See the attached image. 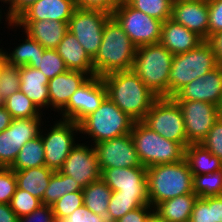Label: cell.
<instances>
[{
  "instance_id": "35",
  "label": "cell",
  "mask_w": 222,
  "mask_h": 222,
  "mask_svg": "<svg viewBox=\"0 0 222 222\" xmlns=\"http://www.w3.org/2000/svg\"><path fill=\"white\" fill-rule=\"evenodd\" d=\"M193 191L199 198L222 196V170L193 176Z\"/></svg>"
},
{
  "instance_id": "11",
  "label": "cell",
  "mask_w": 222,
  "mask_h": 222,
  "mask_svg": "<svg viewBox=\"0 0 222 222\" xmlns=\"http://www.w3.org/2000/svg\"><path fill=\"white\" fill-rule=\"evenodd\" d=\"M111 16L112 14L101 10L76 8L69 19L68 31L78 39L92 59L98 53L104 25Z\"/></svg>"
},
{
  "instance_id": "9",
  "label": "cell",
  "mask_w": 222,
  "mask_h": 222,
  "mask_svg": "<svg viewBox=\"0 0 222 222\" xmlns=\"http://www.w3.org/2000/svg\"><path fill=\"white\" fill-rule=\"evenodd\" d=\"M45 128L44 126L40 132L44 145L45 166L53 171H59L71 149L77 144L76 136L80 134V127L73 121L59 119L54 121L48 130Z\"/></svg>"
},
{
  "instance_id": "27",
  "label": "cell",
  "mask_w": 222,
  "mask_h": 222,
  "mask_svg": "<svg viewBox=\"0 0 222 222\" xmlns=\"http://www.w3.org/2000/svg\"><path fill=\"white\" fill-rule=\"evenodd\" d=\"M14 173L17 179V187L37 197L43 204V195L54 171L46 166H41L14 171Z\"/></svg>"
},
{
  "instance_id": "23",
  "label": "cell",
  "mask_w": 222,
  "mask_h": 222,
  "mask_svg": "<svg viewBox=\"0 0 222 222\" xmlns=\"http://www.w3.org/2000/svg\"><path fill=\"white\" fill-rule=\"evenodd\" d=\"M75 9V0H38L28 7L16 20L69 22Z\"/></svg>"
},
{
  "instance_id": "55",
  "label": "cell",
  "mask_w": 222,
  "mask_h": 222,
  "mask_svg": "<svg viewBox=\"0 0 222 222\" xmlns=\"http://www.w3.org/2000/svg\"><path fill=\"white\" fill-rule=\"evenodd\" d=\"M147 222H169L166 219L161 218L156 212H152Z\"/></svg>"
},
{
  "instance_id": "51",
  "label": "cell",
  "mask_w": 222,
  "mask_h": 222,
  "mask_svg": "<svg viewBox=\"0 0 222 222\" xmlns=\"http://www.w3.org/2000/svg\"><path fill=\"white\" fill-rule=\"evenodd\" d=\"M38 0H13V19L16 20L28 7Z\"/></svg>"
},
{
  "instance_id": "5",
  "label": "cell",
  "mask_w": 222,
  "mask_h": 222,
  "mask_svg": "<svg viewBox=\"0 0 222 222\" xmlns=\"http://www.w3.org/2000/svg\"><path fill=\"white\" fill-rule=\"evenodd\" d=\"M130 134L140 162L146 168L184 159L186 147L182 143L165 139L142 121H135Z\"/></svg>"
},
{
  "instance_id": "4",
  "label": "cell",
  "mask_w": 222,
  "mask_h": 222,
  "mask_svg": "<svg viewBox=\"0 0 222 222\" xmlns=\"http://www.w3.org/2000/svg\"><path fill=\"white\" fill-rule=\"evenodd\" d=\"M173 57L160 43L137 47L132 70L159 98H169V73Z\"/></svg>"
},
{
  "instance_id": "54",
  "label": "cell",
  "mask_w": 222,
  "mask_h": 222,
  "mask_svg": "<svg viewBox=\"0 0 222 222\" xmlns=\"http://www.w3.org/2000/svg\"><path fill=\"white\" fill-rule=\"evenodd\" d=\"M0 8H1V6H0ZM2 9L3 8H1L0 9V22L2 21L1 19H3V16H5V21L8 23V24H6L7 25V28H9V27H12L11 29H13V27H14V24H15V20L11 17V15H10V13H9V11L7 10L6 11V13H5V11L3 10V14H6V15H3L2 14ZM9 26V27H8Z\"/></svg>"
},
{
  "instance_id": "1",
  "label": "cell",
  "mask_w": 222,
  "mask_h": 222,
  "mask_svg": "<svg viewBox=\"0 0 222 222\" xmlns=\"http://www.w3.org/2000/svg\"><path fill=\"white\" fill-rule=\"evenodd\" d=\"M107 97L135 121H142L156 96L133 71H117L102 77Z\"/></svg>"
},
{
  "instance_id": "34",
  "label": "cell",
  "mask_w": 222,
  "mask_h": 222,
  "mask_svg": "<svg viewBox=\"0 0 222 222\" xmlns=\"http://www.w3.org/2000/svg\"><path fill=\"white\" fill-rule=\"evenodd\" d=\"M145 205H149V197L119 196L118 191H113L108 205V221L116 222L126 213Z\"/></svg>"
},
{
  "instance_id": "19",
  "label": "cell",
  "mask_w": 222,
  "mask_h": 222,
  "mask_svg": "<svg viewBox=\"0 0 222 222\" xmlns=\"http://www.w3.org/2000/svg\"><path fill=\"white\" fill-rule=\"evenodd\" d=\"M172 98L204 101L219 107L222 101V67L218 66L203 77L196 78L181 88Z\"/></svg>"
},
{
  "instance_id": "44",
  "label": "cell",
  "mask_w": 222,
  "mask_h": 222,
  "mask_svg": "<svg viewBox=\"0 0 222 222\" xmlns=\"http://www.w3.org/2000/svg\"><path fill=\"white\" fill-rule=\"evenodd\" d=\"M209 27L208 38L222 31V0H208Z\"/></svg>"
},
{
  "instance_id": "52",
  "label": "cell",
  "mask_w": 222,
  "mask_h": 222,
  "mask_svg": "<svg viewBox=\"0 0 222 222\" xmlns=\"http://www.w3.org/2000/svg\"><path fill=\"white\" fill-rule=\"evenodd\" d=\"M213 215L215 222H222V196L213 197Z\"/></svg>"
},
{
  "instance_id": "56",
  "label": "cell",
  "mask_w": 222,
  "mask_h": 222,
  "mask_svg": "<svg viewBox=\"0 0 222 222\" xmlns=\"http://www.w3.org/2000/svg\"><path fill=\"white\" fill-rule=\"evenodd\" d=\"M0 2L1 3L3 2V4L4 3L7 4V6L9 5L8 9H6V10L9 11L11 17L13 18V0H0Z\"/></svg>"
},
{
  "instance_id": "61",
  "label": "cell",
  "mask_w": 222,
  "mask_h": 222,
  "mask_svg": "<svg viewBox=\"0 0 222 222\" xmlns=\"http://www.w3.org/2000/svg\"><path fill=\"white\" fill-rule=\"evenodd\" d=\"M5 64H0V71H1V69H2V67L4 66Z\"/></svg>"
},
{
  "instance_id": "47",
  "label": "cell",
  "mask_w": 222,
  "mask_h": 222,
  "mask_svg": "<svg viewBox=\"0 0 222 222\" xmlns=\"http://www.w3.org/2000/svg\"><path fill=\"white\" fill-rule=\"evenodd\" d=\"M53 216L52 206L42 204L30 214L20 217L18 222H50Z\"/></svg>"
},
{
  "instance_id": "6",
  "label": "cell",
  "mask_w": 222,
  "mask_h": 222,
  "mask_svg": "<svg viewBox=\"0 0 222 222\" xmlns=\"http://www.w3.org/2000/svg\"><path fill=\"white\" fill-rule=\"evenodd\" d=\"M135 120L120 110L106 97L99 108L85 117L80 123V134L89 136L92 145L129 134Z\"/></svg>"
},
{
  "instance_id": "12",
  "label": "cell",
  "mask_w": 222,
  "mask_h": 222,
  "mask_svg": "<svg viewBox=\"0 0 222 222\" xmlns=\"http://www.w3.org/2000/svg\"><path fill=\"white\" fill-rule=\"evenodd\" d=\"M42 120V117L12 119L10 126L0 132V167L10 168L21 148L40 135Z\"/></svg>"
},
{
  "instance_id": "26",
  "label": "cell",
  "mask_w": 222,
  "mask_h": 222,
  "mask_svg": "<svg viewBox=\"0 0 222 222\" xmlns=\"http://www.w3.org/2000/svg\"><path fill=\"white\" fill-rule=\"evenodd\" d=\"M197 198L195 193L180 195L157 204L154 212L169 222H190Z\"/></svg>"
},
{
  "instance_id": "37",
  "label": "cell",
  "mask_w": 222,
  "mask_h": 222,
  "mask_svg": "<svg viewBox=\"0 0 222 222\" xmlns=\"http://www.w3.org/2000/svg\"><path fill=\"white\" fill-rule=\"evenodd\" d=\"M131 7L164 22L171 18L173 0H125Z\"/></svg>"
},
{
  "instance_id": "39",
  "label": "cell",
  "mask_w": 222,
  "mask_h": 222,
  "mask_svg": "<svg viewBox=\"0 0 222 222\" xmlns=\"http://www.w3.org/2000/svg\"><path fill=\"white\" fill-rule=\"evenodd\" d=\"M20 90V69L5 64L0 71V93L4 100Z\"/></svg>"
},
{
  "instance_id": "58",
  "label": "cell",
  "mask_w": 222,
  "mask_h": 222,
  "mask_svg": "<svg viewBox=\"0 0 222 222\" xmlns=\"http://www.w3.org/2000/svg\"><path fill=\"white\" fill-rule=\"evenodd\" d=\"M50 222H62V220L53 216Z\"/></svg>"
},
{
  "instance_id": "21",
  "label": "cell",
  "mask_w": 222,
  "mask_h": 222,
  "mask_svg": "<svg viewBox=\"0 0 222 222\" xmlns=\"http://www.w3.org/2000/svg\"><path fill=\"white\" fill-rule=\"evenodd\" d=\"M23 29L45 49H56L68 32V22L55 20H15L14 28Z\"/></svg>"
},
{
  "instance_id": "32",
  "label": "cell",
  "mask_w": 222,
  "mask_h": 222,
  "mask_svg": "<svg viewBox=\"0 0 222 222\" xmlns=\"http://www.w3.org/2000/svg\"><path fill=\"white\" fill-rule=\"evenodd\" d=\"M82 190L83 188L71 176L62 174L60 171H54L43 195V204L52 206L65 194Z\"/></svg>"
},
{
  "instance_id": "33",
  "label": "cell",
  "mask_w": 222,
  "mask_h": 222,
  "mask_svg": "<svg viewBox=\"0 0 222 222\" xmlns=\"http://www.w3.org/2000/svg\"><path fill=\"white\" fill-rule=\"evenodd\" d=\"M4 108L12 119H30L43 116V113L21 90L4 100Z\"/></svg>"
},
{
  "instance_id": "3",
  "label": "cell",
  "mask_w": 222,
  "mask_h": 222,
  "mask_svg": "<svg viewBox=\"0 0 222 222\" xmlns=\"http://www.w3.org/2000/svg\"><path fill=\"white\" fill-rule=\"evenodd\" d=\"M149 205L153 208L174 197L194 193L193 174L185 159L147 167Z\"/></svg>"
},
{
  "instance_id": "10",
  "label": "cell",
  "mask_w": 222,
  "mask_h": 222,
  "mask_svg": "<svg viewBox=\"0 0 222 222\" xmlns=\"http://www.w3.org/2000/svg\"><path fill=\"white\" fill-rule=\"evenodd\" d=\"M112 16L136 47L160 42L163 22L136 10L125 0L114 10Z\"/></svg>"
},
{
  "instance_id": "59",
  "label": "cell",
  "mask_w": 222,
  "mask_h": 222,
  "mask_svg": "<svg viewBox=\"0 0 222 222\" xmlns=\"http://www.w3.org/2000/svg\"><path fill=\"white\" fill-rule=\"evenodd\" d=\"M4 106V98L2 97L0 93V107Z\"/></svg>"
},
{
  "instance_id": "60",
  "label": "cell",
  "mask_w": 222,
  "mask_h": 222,
  "mask_svg": "<svg viewBox=\"0 0 222 222\" xmlns=\"http://www.w3.org/2000/svg\"><path fill=\"white\" fill-rule=\"evenodd\" d=\"M219 117L222 118V101H221V104L219 106Z\"/></svg>"
},
{
  "instance_id": "43",
  "label": "cell",
  "mask_w": 222,
  "mask_h": 222,
  "mask_svg": "<svg viewBox=\"0 0 222 222\" xmlns=\"http://www.w3.org/2000/svg\"><path fill=\"white\" fill-rule=\"evenodd\" d=\"M190 222H215L213 215V197L197 198Z\"/></svg>"
},
{
  "instance_id": "24",
  "label": "cell",
  "mask_w": 222,
  "mask_h": 222,
  "mask_svg": "<svg viewBox=\"0 0 222 222\" xmlns=\"http://www.w3.org/2000/svg\"><path fill=\"white\" fill-rule=\"evenodd\" d=\"M20 69V90L42 110L49 108V79L42 71L24 65L19 66Z\"/></svg>"
},
{
  "instance_id": "48",
  "label": "cell",
  "mask_w": 222,
  "mask_h": 222,
  "mask_svg": "<svg viewBox=\"0 0 222 222\" xmlns=\"http://www.w3.org/2000/svg\"><path fill=\"white\" fill-rule=\"evenodd\" d=\"M153 211L154 208L152 206L145 205L126 213L116 222H147Z\"/></svg>"
},
{
  "instance_id": "45",
  "label": "cell",
  "mask_w": 222,
  "mask_h": 222,
  "mask_svg": "<svg viewBox=\"0 0 222 222\" xmlns=\"http://www.w3.org/2000/svg\"><path fill=\"white\" fill-rule=\"evenodd\" d=\"M123 0H75L76 8L101 10L112 14Z\"/></svg>"
},
{
  "instance_id": "18",
  "label": "cell",
  "mask_w": 222,
  "mask_h": 222,
  "mask_svg": "<svg viewBox=\"0 0 222 222\" xmlns=\"http://www.w3.org/2000/svg\"><path fill=\"white\" fill-rule=\"evenodd\" d=\"M203 40L208 39V0H173L171 18Z\"/></svg>"
},
{
  "instance_id": "14",
  "label": "cell",
  "mask_w": 222,
  "mask_h": 222,
  "mask_svg": "<svg viewBox=\"0 0 222 222\" xmlns=\"http://www.w3.org/2000/svg\"><path fill=\"white\" fill-rule=\"evenodd\" d=\"M181 108L189 144H201L219 118V107L204 101L175 100Z\"/></svg>"
},
{
  "instance_id": "2",
  "label": "cell",
  "mask_w": 222,
  "mask_h": 222,
  "mask_svg": "<svg viewBox=\"0 0 222 222\" xmlns=\"http://www.w3.org/2000/svg\"><path fill=\"white\" fill-rule=\"evenodd\" d=\"M136 51L137 47L111 16L104 25L102 42L93 58L94 75L103 77L117 71L132 70Z\"/></svg>"
},
{
  "instance_id": "50",
  "label": "cell",
  "mask_w": 222,
  "mask_h": 222,
  "mask_svg": "<svg viewBox=\"0 0 222 222\" xmlns=\"http://www.w3.org/2000/svg\"><path fill=\"white\" fill-rule=\"evenodd\" d=\"M19 217L11 209L10 204L0 203V222H18Z\"/></svg>"
},
{
  "instance_id": "25",
  "label": "cell",
  "mask_w": 222,
  "mask_h": 222,
  "mask_svg": "<svg viewBox=\"0 0 222 222\" xmlns=\"http://www.w3.org/2000/svg\"><path fill=\"white\" fill-rule=\"evenodd\" d=\"M56 51L62 57L68 70L81 71L94 76L93 59L70 31L60 41Z\"/></svg>"
},
{
  "instance_id": "13",
  "label": "cell",
  "mask_w": 222,
  "mask_h": 222,
  "mask_svg": "<svg viewBox=\"0 0 222 222\" xmlns=\"http://www.w3.org/2000/svg\"><path fill=\"white\" fill-rule=\"evenodd\" d=\"M107 97L102 77L91 76L71 96L68 104L60 111L62 120L79 124L85 117L96 111Z\"/></svg>"
},
{
  "instance_id": "53",
  "label": "cell",
  "mask_w": 222,
  "mask_h": 222,
  "mask_svg": "<svg viewBox=\"0 0 222 222\" xmlns=\"http://www.w3.org/2000/svg\"><path fill=\"white\" fill-rule=\"evenodd\" d=\"M12 121L11 115L7 112L4 106L0 107V132L7 129Z\"/></svg>"
},
{
  "instance_id": "36",
  "label": "cell",
  "mask_w": 222,
  "mask_h": 222,
  "mask_svg": "<svg viewBox=\"0 0 222 222\" xmlns=\"http://www.w3.org/2000/svg\"><path fill=\"white\" fill-rule=\"evenodd\" d=\"M26 65L42 71L49 80L68 70L56 49H44L43 56L37 61H29Z\"/></svg>"
},
{
  "instance_id": "46",
  "label": "cell",
  "mask_w": 222,
  "mask_h": 222,
  "mask_svg": "<svg viewBox=\"0 0 222 222\" xmlns=\"http://www.w3.org/2000/svg\"><path fill=\"white\" fill-rule=\"evenodd\" d=\"M62 222H109L107 217L99 216L90 211L83 204L78 207L72 214L61 219Z\"/></svg>"
},
{
  "instance_id": "57",
  "label": "cell",
  "mask_w": 222,
  "mask_h": 222,
  "mask_svg": "<svg viewBox=\"0 0 222 222\" xmlns=\"http://www.w3.org/2000/svg\"><path fill=\"white\" fill-rule=\"evenodd\" d=\"M5 49L3 50V48H0V64H6L5 61V55H4Z\"/></svg>"
},
{
  "instance_id": "17",
  "label": "cell",
  "mask_w": 222,
  "mask_h": 222,
  "mask_svg": "<svg viewBox=\"0 0 222 222\" xmlns=\"http://www.w3.org/2000/svg\"><path fill=\"white\" fill-rule=\"evenodd\" d=\"M101 178L119 196L149 197L146 167L103 169Z\"/></svg>"
},
{
  "instance_id": "8",
  "label": "cell",
  "mask_w": 222,
  "mask_h": 222,
  "mask_svg": "<svg viewBox=\"0 0 222 222\" xmlns=\"http://www.w3.org/2000/svg\"><path fill=\"white\" fill-rule=\"evenodd\" d=\"M142 122L165 139L189 145L185 132L183 113L173 98H158Z\"/></svg>"
},
{
  "instance_id": "38",
  "label": "cell",
  "mask_w": 222,
  "mask_h": 222,
  "mask_svg": "<svg viewBox=\"0 0 222 222\" xmlns=\"http://www.w3.org/2000/svg\"><path fill=\"white\" fill-rule=\"evenodd\" d=\"M40 205H42L40 199L33 196L27 191L19 189L18 187L16 188L15 193L12 196L10 202L11 209L16 213L19 218L30 214L31 212L36 210Z\"/></svg>"
},
{
  "instance_id": "41",
  "label": "cell",
  "mask_w": 222,
  "mask_h": 222,
  "mask_svg": "<svg viewBox=\"0 0 222 222\" xmlns=\"http://www.w3.org/2000/svg\"><path fill=\"white\" fill-rule=\"evenodd\" d=\"M17 188V179L11 168L0 167V203L10 204Z\"/></svg>"
},
{
  "instance_id": "31",
  "label": "cell",
  "mask_w": 222,
  "mask_h": 222,
  "mask_svg": "<svg viewBox=\"0 0 222 222\" xmlns=\"http://www.w3.org/2000/svg\"><path fill=\"white\" fill-rule=\"evenodd\" d=\"M25 38L22 43L17 44L13 48L12 52L5 50V61L7 65L10 66H24L29 61H37L40 56H43L44 47L33 40L27 33H25Z\"/></svg>"
},
{
  "instance_id": "42",
  "label": "cell",
  "mask_w": 222,
  "mask_h": 222,
  "mask_svg": "<svg viewBox=\"0 0 222 222\" xmlns=\"http://www.w3.org/2000/svg\"><path fill=\"white\" fill-rule=\"evenodd\" d=\"M201 144L222 161V118L219 117Z\"/></svg>"
},
{
  "instance_id": "20",
  "label": "cell",
  "mask_w": 222,
  "mask_h": 222,
  "mask_svg": "<svg viewBox=\"0 0 222 222\" xmlns=\"http://www.w3.org/2000/svg\"><path fill=\"white\" fill-rule=\"evenodd\" d=\"M90 77L88 73L67 70L50 79L48 82L49 108L59 113L68 104L75 91Z\"/></svg>"
},
{
  "instance_id": "7",
  "label": "cell",
  "mask_w": 222,
  "mask_h": 222,
  "mask_svg": "<svg viewBox=\"0 0 222 222\" xmlns=\"http://www.w3.org/2000/svg\"><path fill=\"white\" fill-rule=\"evenodd\" d=\"M216 67V57L206 40L190 51L174 55L169 73V98Z\"/></svg>"
},
{
  "instance_id": "16",
  "label": "cell",
  "mask_w": 222,
  "mask_h": 222,
  "mask_svg": "<svg viewBox=\"0 0 222 222\" xmlns=\"http://www.w3.org/2000/svg\"><path fill=\"white\" fill-rule=\"evenodd\" d=\"M71 149L69 156L59 170L62 174L71 176L75 182L85 188L92 182L101 179V170L94 146L79 143ZM90 145V146H89Z\"/></svg>"
},
{
  "instance_id": "49",
  "label": "cell",
  "mask_w": 222,
  "mask_h": 222,
  "mask_svg": "<svg viewBox=\"0 0 222 222\" xmlns=\"http://www.w3.org/2000/svg\"><path fill=\"white\" fill-rule=\"evenodd\" d=\"M206 41L213 50L218 66L222 67V31L210 35Z\"/></svg>"
},
{
  "instance_id": "29",
  "label": "cell",
  "mask_w": 222,
  "mask_h": 222,
  "mask_svg": "<svg viewBox=\"0 0 222 222\" xmlns=\"http://www.w3.org/2000/svg\"><path fill=\"white\" fill-rule=\"evenodd\" d=\"M82 193L86 208L99 216L107 217L113 191L102 178L83 188Z\"/></svg>"
},
{
  "instance_id": "15",
  "label": "cell",
  "mask_w": 222,
  "mask_h": 222,
  "mask_svg": "<svg viewBox=\"0 0 222 222\" xmlns=\"http://www.w3.org/2000/svg\"><path fill=\"white\" fill-rule=\"evenodd\" d=\"M100 170L142 166L131 134H125L94 145Z\"/></svg>"
},
{
  "instance_id": "22",
  "label": "cell",
  "mask_w": 222,
  "mask_h": 222,
  "mask_svg": "<svg viewBox=\"0 0 222 222\" xmlns=\"http://www.w3.org/2000/svg\"><path fill=\"white\" fill-rule=\"evenodd\" d=\"M204 40L185 26L167 19L162 23L160 44L173 55L196 48Z\"/></svg>"
},
{
  "instance_id": "28",
  "label": "cell",
  "mask_w": 222,
  "mask_h": 222,
  "mask_svg": "<svg viewBox=\"0 0 222 222\" xmlns=\"http://www.w3.org/2000/svg\"><path fill=\"white\" fill-rule=\"evenodd\" d=\"M184 159L193 176L222 170V161L202 144H189L185 148Z\"/></svg>"
},
{
  "instance_id": "30",
  "label": "cell",
  "mask_w": 222,
  "mask_h": 222,
  "mask_svg": "<svg viewBox=\"0 0 222 222\" xmlns=\"http://www.w3.org/2000/svg\"><path fill=\"white\" fill-rule=\"evenodd\" d=\"M45 166V152L41 135L29 140L10 167L13 171Z\"/></svg>"
},
{
  "instance_id": "40",
  "label": "cell",
  "mask_w": 222,
  "mask_h": 222,
  "mask_svg": "<svg viewBox=\"0 0 222 222\" xmlns=\"http://www.w3.org/2000/svg\"><path fill=\"white\" fill-rule=\"evenodd\" d=\"M83 204L82 191L67 193L52 205L53 215L56 218L62 219L72 214Z\"/></svg>"
}]
</instances>
